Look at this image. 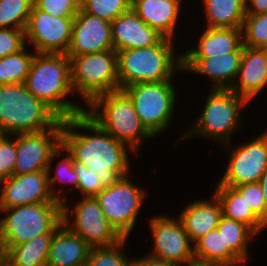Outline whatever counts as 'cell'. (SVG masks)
Wrapping results in <instances>:
<instances>
[{
  "label": "cell",
  "instance_id": "1",
  "mask_svg": "<svg viewBox=\"0 0 267 266\" xmlns=\"http://www.w3.org/2000/svg\"><path fill=\"white\" fill-rule=\"evenodd\" d=\"M62 146L75 162L96 172L104 187L133 171L129 158L133 150L105 132L85 112L62 119Z\"/></svg>",
  "mask_w": 267,
  "mask_h": 266
},
{
  "label": "cell",
  "instance_id": "2",
  "mask_svg": "<svg viewBox=\"0 0 267 266\" xmlns=\"http://www.w3.org/2000/svg\"><path fill=\"white\" fill-rule=\"evenodd\" d=\"M27 90L48 106L60 119L85 112V108L72 103L70 58L66 54L36 53L24 82ZM68 99V100H67Z\"/></svg>",
  "mask_w": 267,
  "mask_h": 266
},
{
  "label": "cell",
  "instance_id": "3",
  "mask_svg": "<svg viewBox=\"0 0 267 266\" xmlns=\"http://www.w3.org/2000/svg\"><path fill=\"white\" fill-rule=\"evenodd\" d=\"M174 41L163 38L157 45L117 51L119 90L136 83L174 80L182 72V53L176 55Z\"/></svg>",
  "mask_w": 267,
  "mask_h": 266
},
{
  "label": "cell",
  "instance_id": "4",
  "mask_svg": "<svg viewBox=\"0 0 267 266\" xmlns=\"http://www.w3.org/2000/svg\"><path fill=\"white\" fill-rule=\"evenodd\" d=\"M85 108L93 121L135 154L139 153L145 139L155 138L142 124L131 99L122 90L101 94Z\"/></svg>",
  "mask_w": 267,
  "mask_h": 266
},
{
  "label": "cell",
  "instance_id": "5",
  "mask_svg": "<svg viewBox=\"0 0 267 266\" xmlns=\"http://www.w3.org/2000/svg\"><path fill=\"white\" fill-rule=\"evenodd\" d=\"M209 91L200 116H197L198 118L191 123V130L188 131L187 128L181 135V139L189 140L191 137L196 138L197 136L214 140L223 146V144L231 142L233 133L240 131L241 126H244L240 119L241 109L243 110L250 104L230 89L210 88Z\"/></svg>",
  "mask_w": 267,
  "mask_h": 266
},
{
  "label": "cell",
  "instance_id": "6",
  "mask_svg": "<svg viewBox=\"0 0 267 266\" xmlns=\"http://www.w3.org/2000/svg\"><path fill=\"white\" fill-rule=\"evenodd\" d=\"M59 120L24 83L0 86V134L41 132L52 128Z\"/></svg>",
  "mask_w": 267,
  "mask_h": 266
},
{
  "label": "cell",
  "instance_id": "7",
  "mask_svg": "<svg viewBox=\"0 0 267 266\" xmlns=\"http://www.w3.org/2000/svg\"><path fill=\"white\" fill-rule=\"evenodd\" d=\"M3 213V214H2ZM0 247H14L38 235L54 234L62 223V203H39L0 209Z\"/></svg>",
  "mask_w": 267,
  "mask_h": 266
},
{
  "label": "cell",
  "instance_id": "8",
  "mask_svg": "<svg viewBox=\"0 0 267 266\" xmlns=\"http://www.w3.org/2000/svg\"><path fill=\"white\" fill-rule=\"evenodd\" d=\"M74 94L86 107L95 97L119 90L118 54L113 50L68 56Z\"/></svg>",
  "mask_w": 267,
  "mask_h": 266
},
{
  "label": "cell",
  "instance_id": "9",
  "mask_svg": "<svg viewBox=\"0 0 267 266\" xmlns=\"http://www.w3.org/2000/svg\"><path fill=\"white\" fill-rule=\"evenodd\" d=\"M175 88L174 81L170 80L136 83L122 89L131 99L142 124L155 138L172 125L179 92Z\"/></svg>",
  "mask_w": 267,
  "mask_h": 266
},
{
  "label": "cell",
  "instance_id": "10",
  "mask_svg": "<svg viewBox=\"0 0 267 266\" xmlns=\"http://www.w3.org/2000/svg\"><path fill=\"white\" fill-rule=\"evenodd\" d=\"M130 177H121L95 196L105 218L123 238L131 236L147 197L146 189L133 183Z\"/></svg>",
  "mask_w": 267,
  "mask_h": 266
},
{
  "label": "cell",
  "instance_id": "11",
  "mask_svg": "<svg viewBox=\"0 0 267 266\" xmlns=\"http://www.w3.org/2000/svg\"><path fill=\"white\" fill-rule=\"evenodd\" d=\"M77 200L73 206L62 203V223L91 248L113 246L124 239L105 218L95 197Z\"/></svg>",
  "mask_w": 267,
  "mask_h": 266
},
{
  "label": "cell",
  "instance_id": "12",
  "mask_svg": "<svg viewBox=\"0 0 267 266\" xmlns=\"http://www.w3.org/2000/svg\"><path fill=\"white\" fill-rule=\"evenodd\" d=\"M169 216L157 214L148 219L154 246L147 256L175 266L194 263V244L183 223L178 217Z\"/></svg>",
  "mask_w": 267,
  "mask_h": 266
},
{
  "label": "cell",
  "instance_id": "13",
  "mask_svg": "<svg viewBox=\"0 0 267 266\" xmlns=\"http://www.w3.org/2000/svg\"><path fill=\"white\" fill-rule=\"evenodd\" d=\"M232 148V143L224 144L228 150L229 160L225 166V172L218 184L228 187L259 182L263 172L267 168V129L252 141L240 142ZM231 153V154H229Z\"/></svg>",
  "mask_w": 267,
  "mask_h": 266
},
{
  "label": "cell",
  "instance_id": "14",
  "mask_svg": "<svg viewBox=\"0 0 267 266\" xmlns=\"http://www.w3.org/2000/svg\"><path fill=\"white\" fill-rule=\"evenodd\" d=\"M75 17H56L34 5L25 29L27 45L36 53L67 54Z\"/></svg>",
  "mask_w": 267,
  "mask_h": 266
},
{
  "label": "cell",
  "instance_id": "15",
  "mask_svg": "<svg viewBox=\"0 0 267 266\" xmlns=\"http://www.w3.org/2000/svg\"><path fill=\"white\" fill-rule=\"evenodd\" d=\"M62 144V119L52 128L16 134V164L13 175L47 170L51 156Z\"/></svg>",
  "mask_w": 267,
  "mask_h": 266
},
{
  "label": "cell",
  "instance_id": "16",
  "mask_svg": "<svg viewBox=\"0 0 267 266\" xmlns=\"http://www.w3.org/2000/svg\"><path fill=\"white\" fill-rule=\"evenodd\" d=\"M39 203H60L50 193L47 170L13 175L0 182V209Z\"/></svg>",
  "mask_w": 267,
  "mask_h": 266
},
{
  "label": "cell",
  "instance_id": "17",
  "mask_svg": "<svg viewBox=\"0 0 267 266\" xmlns=\"http://www.w3.org/2000/svg\"><path fill=\"white\" fill-rule=\"evenodd\" d=\"M113 50L111 23L81 8L73 20L67 56Z\"/></svg>",
  "mask_w": 267,
  "mask_h": 266
},
{
  "label": "cell",
  "instance_id": "18",
  "mask_svg": "<svg viewBox=\"0 0 267 266\" xmlns=\"http://www.w3.org/2000/svg\"><path fill=\"white\" fill-rule=\"evenodd\" d=\"M243 45L236 51L213 57H182V71L208 77L211 89H230L237 79Z\"/></svg>",
  "mask_w": 267,
  "mask_h": 266
},
{
  "label": "cell",
  "instance_id": "19",
  "mask_svg": "<svg viewBox=\"0 0 267 266\" xmlns=\"http://www.w3.org/2000/svg\"><path fill=\"white\" fill-rule=\"evenodd\" d=\"M113 49L148 48L157 45L164 36L148 26L131 8L111 22Z\"/></svg>",
  "mask_w": 267,
  "mask_h": 266
},
{
  "label": "cell",
  "instance_id": "20",
  "mask_svg": "<svg viewBox=\"0 0 267 266\" xmlns=\"http://www.w3.org/2000/svg\"><path fill=\"white\" fill-rule=\"evenodd\" d=\"M267 53L264 48L243 46L239 73L230 88L249 103L267 86Z\"/></svg>",
  "mask_w": 267,
  "mask_h": 266
},
{
  "label": "cell",
  "instance_id": "21",
  "mask_svg": "<svg viewBox=\"0 0 267 266\" xmlns=\"http://www.w3.org/2000/svg\"><path fill=\"white\" fill-rule=\"evenodd\" d=\"M222 207L217 197L188 202L177 216L193 244L210 231L217 229L222 217Z\"/></svg>",
  "mask_w": 267,
  "mask_h": 266
},
{
  "label": "cell",
  "instance_id": "22",
  "mask_svg": "<svg viewBox=\"0 0 267 266\" xmlns=\"http://www.w3.org/2000/svg\"><path fill=\"white\" fill-rule=\"evenodd\" d=\"M183 0H137L131 8L148 26L157 30L165 38L176 39Z\"/></svg>",
  "mask_w": 267,
  "mask_h": 266
},
{
  "label": "cell",
  "instance_id": "23",
  "mask_svg": "<svg viewBox=\"0 0 267 266\" xmlns=\"http://www.w3.org/2000/svg\"><path fill=\"white\" fill-rule=\"evenodd\" d=\"M90 248L79 235L61 223L53 235L46 266L86 265Z\"/></svg>",
  "mask_w": 267,
  "mask_h": 266
},
{
  "label": "cell",
  "instance_id": "24",
  "mask_svg": "<svg viewBox=\"0 0 267 266\" xmlns=\"http://www.w3.org/2000/svg\"><path fill=\"white\" fill-rule=\"evenodd\" d=\"M200 35L196 46L184 51L182 57L221 56L236 52L243 45L242 28L206 27Z\"/></svg>",
  "mask_w": 267,
  "mask_h": 266
},
{
  "label": "cell",
  "instance_id": "25",
  "mask_svg": "<svg viewBox=\"0 0 267 266\" xmlns=\"http://www.w3.org/2000/svg\"><path fill=\"white\" fill-rule=\"evenodd\" d=\"M213 194L220 201L224 217L247 225L256 235L267 230V226L253 213L235 188L217 184Z\"/></svg>",
  "mask_w": 267,
  "mask_h": 266
},
{
  "label": "cell",
  "instance_id": "26",
  "mask_svg": "<svg viewBox=\"0 0 267 266\" xmlns=\"http://www.w3.org/2000/svg\"><path fill=\"white\" fill-rule=\"evenodd\" d=\"M53 235H38L14 247H0V254L8 266H46Z\"/></svg>",
  "mask_w": 267,
  "mask_h": 266
},
{
  "label": "cell",
  "instance_id": "27",
  "mask_svg": "<svg viewBox=\"0 0 267 266\" xmlns=\"http://www.w3.org/2000/svg\"><path fill=\"white\" fill-rule=\"evenodd\" d=\"M196 263L216 266H240L244 264L228 247L218 229L198 239L194 243Z\"/></svg>",
  "mask_w": 267,
  "mask_h": 266
},
{
  "label": "cell",
  "instance_id": "28",
  "mask_svg": "<svg viewBox=\"0 0 267 266\" xmlns=\"http://www.w3.org/2000/svg\"><path fill=\"white\" fill-rule=\"evenodd\" d=\"M205 12V27L242 28L246 15V0H201Z\"/></svg>",
  "mask_w": 267,
  "mask_h": 266
},
{
  "label": "cell",
  "instance_id": "29",
  "mask_svg": "<svg viewBox=\"0 0 267 266\" xmlns=\"http://www.w3.org/2000/svg\"><path fill=\"white\" fill-rule=\"evenodd\" d=\"M64 153V154H62ZM66 154V155H65ZM62 155H65L64 157ZM61 158L57 166L55 167V171L52 168V164L54 163L55 158L58 157ZM53 161V162H52ZM54 171V172H52ZM52 173L54 176H52ZM47 175H48V182H49V189L51 195L54 197L55 200L59 201L60 203L68 202L67 200V194L65 195V186L68 184L69 187H67L70 190H73L75 187V191H77V185H78V176L74 169V158L73 156L65 149L62 144L61 146L53 153L51 156L48 168H47ZM62 184L63 186L60 188V191L58 188H56L57 183ZM65 185V186H64ZM64 187V188H63ZM64 195V196H63Z\"/></svg>",
  "mask_w": 267,
  "mask_h": 266
},
{
  "label": "cell",
  "instance_id": "30",
  "mask_svg": "<svg viewBox=\"0 0 267 266\" xmlns=\"http://www.w3.org/2000/svg\"><path fill=\"white\" fill-rule=\"evenodd\" d=\"M217 229L224 239V247H228L245 265L250 259L248 244L256 241L258 236L247 225L224 216Z\"/></svg>",
  "mask_w": 267,
  "mask_h": 266
},
{
  "label": "cell",
  "instance_id": "31",
  "mask_svg": "<svg viewBox=\"0 0 267 266\" xmlns=\"http://www.w3.org/2000/svg\"><path fill=\"white\" fill-rule=\"evenodd\" d=\"M26 45L17 53L10 54L0 59V86L22 84L29 73L36 52H29Z\"/></svg>",
  "mask_w": 267,
  "mask_h": 266
},
{
  "label": "cell",
  "instance_id": "32",
  "mask_svg": "<svg viewBox=\"0 0 267 266\" xmlns=\"http://www.w3.org/2000/svg\"><path fill=\"white\" fill-rule=\"evenodd\" d=\"M129 238H124L109 247H92L88 253V266H132V258L128 257L125 247Z\"/></svg>",
  "mask_w": 267,
  "mask_h": 266
},
{
  "label": "cell",
  "instance_id": "33",
  "mask_svg": "<svg viewBox=\"0 0 267 266\" xmlns=\"http://www.w3.org/2000/svg\"><path fill=\"white\" fill-rule=\"evenodd\" d=\"M33 0H0V28L25 30Z\"/></svg>",
  "mask_w": 267,
  "mask_h": 266
},
{
  "label": "cell",
  "instance_id": "34",
  "mask_svg": "<svg viewBox=\"0 0 267 266\" xmlns=\"http://www.w3.org/2000/svg\"><path fill=\"white\" fill-rule=\"evenodd\" d=\"M243 46L265 48L267 46V13L245 15L242 25Z\"/></svg>",
  "mask_w": 267,
  "mask_h": 266
},
{
  "label": "cell",
  "instance_id": "35",
  "mask_svg": "<svg viewBox=\"0 0 267 266\" xmlns=\"http://www.w3.org/2000/svg\"><path fill=\"white\" fill-rule=\"evenodd\" d=\"M80 8L111 23L119 15L129 11L131 6L126 0H81Z\"/></svg>",
  "mask_w": 267,
  "mask_h": 266
},
{
  "label": "cell",
  "instance_id": "36",
  "mask_svg": "<svg viewBox=\"0 0 267 266\" xmlns=\"http://www.w3.org/2000/svg\"><path fill=\"white\" fill-rule=\"evenodd\" d=\"M245 199L253 213L267 226V208L258 182L234 187Z\"/></svg>",
  "mask_w": 267,
  "mask_h": 266
},
{
  "label": "cell",
  "instance_id": "37",
  "mask_svg": "<svg viewBox=\"0 0 267 266\" xmlns=\"http://www.w3.org/2000/svg\"><path fill=\"white\" fill-rule=\"evenodd\" d=\"M74 169L78 176L77 192L82 197H95L105 188L96 172L83 164L74 161Z\"/></svg>",
  "mask_w": 267,
  "mask_h": 266
},
{
  "label": "cell",
  "instance_id": "38",
  "mask_svg": "<svg viewBox=\"0 0 267 266\" xmlns=\"http://www.w3.org/2000/svg\"><path fill=\"white\" fill-rule=\"evenodd\" d=\"M16 155V134H0V182L13 176Z\"/></svg>",
  "mask_w": 267,
  "mask_h": 266
},
{
  "label": "cell",
  "instance_id": "39",
  "mask_svg": "<svg viewBox=\"0 0 267 266\" xmlns=\"http://www.w3.org/2000/svg\"><path fill=\"white\" fill-rule=\"evenodd\" d=\"M81 0H33V5L56 17H75L80 10Z\"/></svg>",
  "mask_w": 267,
  "mask_h": 266
},
{
  "label": "cell",
  "instance_id": "40",
  "mask_svg": "<svg viewBox=\"0 0 267 266\" xmlns=\"http://www.w3.org/2000/svg\"><path fill=\"white\" fill-rule=\"evenodd\" d=\"M26 46L25 30L0 28V59Z\"/></svg>",
  "mask_w": 267,
  "mask_h": 266
},
{
  "label": "cell",
  "instance_id": "41",
  "mask_svg": "<svg viewBox=\"0 0 267 266\" xmlns=\"http://www.w3.org/2000/svg\"><path fill=\"white\" fill-rule=\"evenodd\" d=\"M267 13V0H246V15Z\"/></svg>",
  "mask_w": 267,
  "mask_h": 266
},
{
  "label": "cell",
  "instance_id": "42",
  "mask_svg": "<svg viewBox=\"0 0 267 266\" xmlns=\"http://www.w3.org/2000/svg\"><path fill=\"white\" fill-rule=\"evenodd\" d=\"M132 266H175V265L168 262L153 259L147 256L146 254V256H143L141 258L134 257L132 260Z\"/></svg>",
  "mask_w": 267,
  "mask_h": 266
},
{
  "label": "cell",
  "instance_id": "43",
  "mask_svg": "<svg viewBox=\"0 0 267 266\" xmlns=\"http://www.w3.org/2000/svg\"><path fill=\"white\" fill-rule=\"evenodd\" d=\"M258 183L260 184L262 188V192H263V196H264V200H265V204L267 208V168L261 175Z\"/></svg>",
  "mask_w": 267,
  "mask_h": 266
},
{
  "label": "cell",
  "instance_id": "44",
  "mask_svg": "<svg viewBox=\"0 0 267 266\" xmlns=\"http://www.w3.org/2000/svg\"><path fill=\"white\" fill-rule=\"evenodd\" d=\"M186 266H216V265L200 264V263L194 262V263L186 265Z\"/></svg>",
  "mask_w": 267,
  "mask_h": 266
},
{
  "label": "cell",
  "instance_id": "45",
  "mask_svg": "<svg viewBox=\"0 0 267 266\" xmlns=\"http://www.w3.org/2000/svg\"><path fill=\"white\" fill-rule=\"evenodd\" d=\"M0 266H8L5 259L0 255Z\"/></svg>",
  "mask_w": 267,
  "mask_h": 266
},
{
  "label": "cell",
  "instance_id": "46",
  "mask_svg": "<svg viewBox=\"0 0 267 266\" xmlns=\"http://www.w3.org/2000/svg\"><path fill=\"white\" fill-rule=\"evenodd\" d=\"M127 3L132 6L137 0H126Z\"/></svg>",
  "mask_w": 267,
  "mask_h": 266
}]
</instances>
